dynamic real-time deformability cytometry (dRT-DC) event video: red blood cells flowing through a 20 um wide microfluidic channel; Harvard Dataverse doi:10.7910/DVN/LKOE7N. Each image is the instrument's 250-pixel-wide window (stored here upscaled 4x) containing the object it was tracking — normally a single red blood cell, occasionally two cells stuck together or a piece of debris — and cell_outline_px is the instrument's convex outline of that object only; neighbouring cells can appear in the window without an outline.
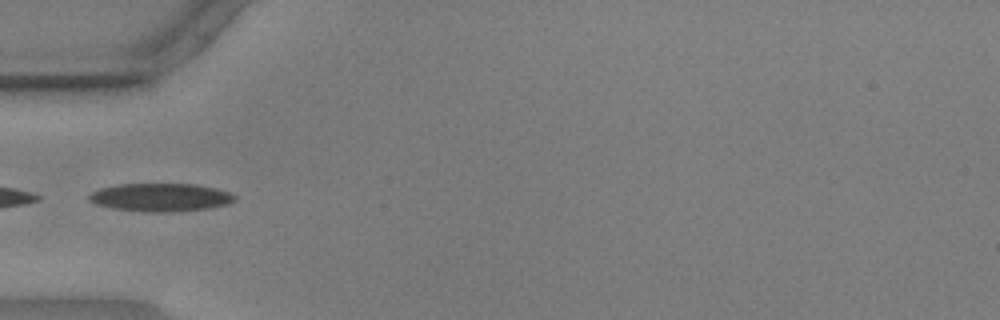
{"species": "common noctule bat (a hibernating species)", "species_latin": "Nyctalus noctula", "temperature_condition": "warm", "stored_images_in_passage": 17, "camera_frame_rate_fps": 3000, "um_per_image_px": 0.085, "animal": {"sex": "male", "body_mass_g": 17.9, "forearm_length_mm": 54.2}, "frame": {"image": 1, "passage_image": 1, "time_ms": 0.0, "image_size_px": [1000, 320], "cell_outline_px": [[236, 200], [228, 204], [204, 208], [164, 212], [148, 212], [112, 208], [96, 204], [88, 200], [88, 196], [92, 192], [100, 188], [120, 184], [196, 184], [216, 188], [232, 192], [236, 196]], "centroid_in_image_um": [13.66, 16.76], "position_along_channel_um": 71.3, "area_um2": 23.76}}
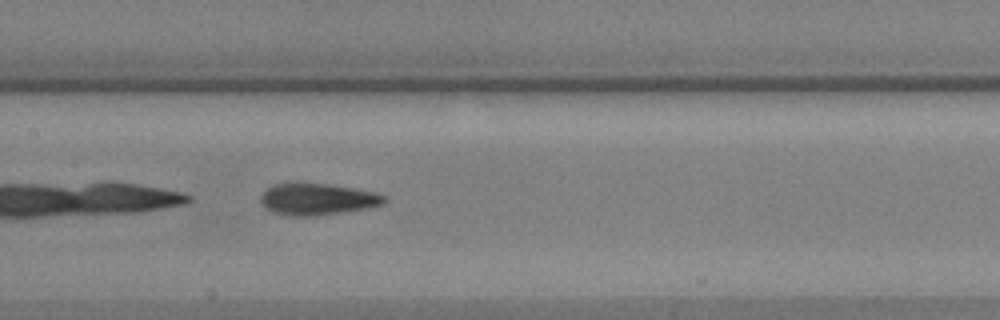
{"frame": {"image": 2, "passage_image": 10, "time_ms": 3.0, "image_size_px": [1000, 320], "cell_outline_px": [[388, 200], [384, 204], [368, 208], [308, 216], [288, 216], [272, 212], [260, 200], [260, 196], [272, 184], [296, 180], [328, 184], [352, 188], [372, 192], [384, 196]], "centroid_in_image_um": [26.92, 16.89], "position_along_channel_um": 180.5, "area_um2": 23.0}}